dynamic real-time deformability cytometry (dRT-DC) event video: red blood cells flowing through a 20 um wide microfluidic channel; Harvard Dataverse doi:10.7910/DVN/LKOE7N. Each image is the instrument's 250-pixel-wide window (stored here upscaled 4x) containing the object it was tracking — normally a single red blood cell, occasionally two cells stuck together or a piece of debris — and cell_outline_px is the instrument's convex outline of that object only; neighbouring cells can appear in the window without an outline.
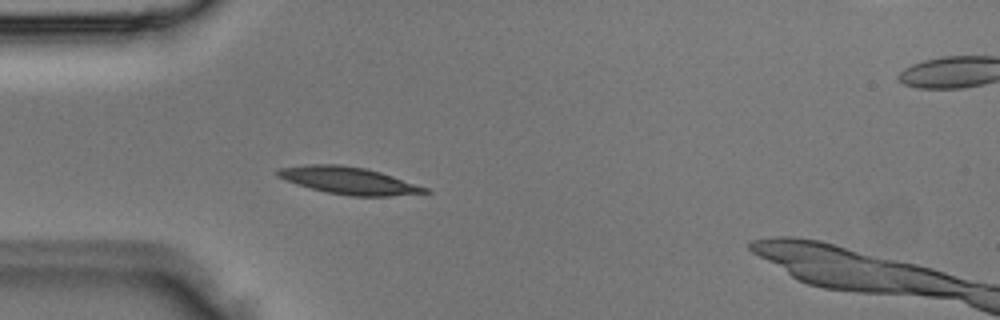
{"species": "Egyptian fruit bat (a non-hibernating species)", "species_latin": "Rousettus aegyptiacus", "temperature_condition": "room temperature", "stored_images_in_passage": 4, "camera_frame_rate_fps": 3000, "um_per_image_px": 0.085, "animal": {"sex": "male"}, "frame": {"image": 1, "passage_image": 3, "time_ms": 0.667, "image_size_px": [1000, 320], "cell_outline_px": [[432, 192], [388, 196], [352, 196], [328, 192], [312, 188], [276, 176], [276, 172], [280, 168], [304, 164], [340, 164], [364, 168], [380, 172], [428, 188]], "centroid_in_image_um": [29.66, 15.34], "position_along_channel_um": 55.3, "area_um2": 22.89}}